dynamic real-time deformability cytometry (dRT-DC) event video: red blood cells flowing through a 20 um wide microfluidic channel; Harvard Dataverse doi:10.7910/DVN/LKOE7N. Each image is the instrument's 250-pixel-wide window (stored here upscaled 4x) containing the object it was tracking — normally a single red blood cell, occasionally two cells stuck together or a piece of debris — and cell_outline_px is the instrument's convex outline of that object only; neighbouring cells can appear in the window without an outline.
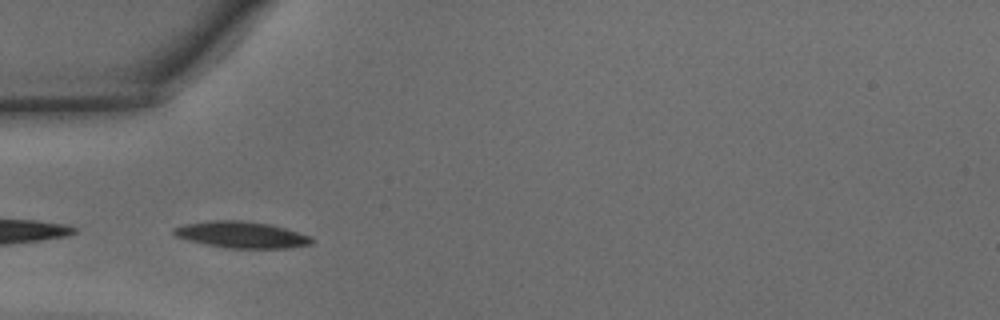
{"species": "common noctule bat (a hibernating species)", "species_latin": "Nyctalus noctula", "temperature_condition": "warm", "stored_images_in_passage": 7, "camera_frame_rate_fps": 3000, "um_per_image_px": 0.085, "animal": {"sex": "male", "body_mass_g": 15.6}, "frame": {"image": 1, "passage_image": 5, "time_ms": 1.333, "image_size_px": [1000, 320], "cell_outline_px": [[316, 240], [312, 244], [288, 248], [224, 248], [204, 244], [188, 240], [176, 236], [172, 232], [172, 228], [184, 224], [212, 220], [244, 220], [268, 224], [284, 228], [308, 236]], "centroid_in_image_um": [20.49, 19.95], "position_along_channel_um": 64.5, "area_um2": 21.27}}